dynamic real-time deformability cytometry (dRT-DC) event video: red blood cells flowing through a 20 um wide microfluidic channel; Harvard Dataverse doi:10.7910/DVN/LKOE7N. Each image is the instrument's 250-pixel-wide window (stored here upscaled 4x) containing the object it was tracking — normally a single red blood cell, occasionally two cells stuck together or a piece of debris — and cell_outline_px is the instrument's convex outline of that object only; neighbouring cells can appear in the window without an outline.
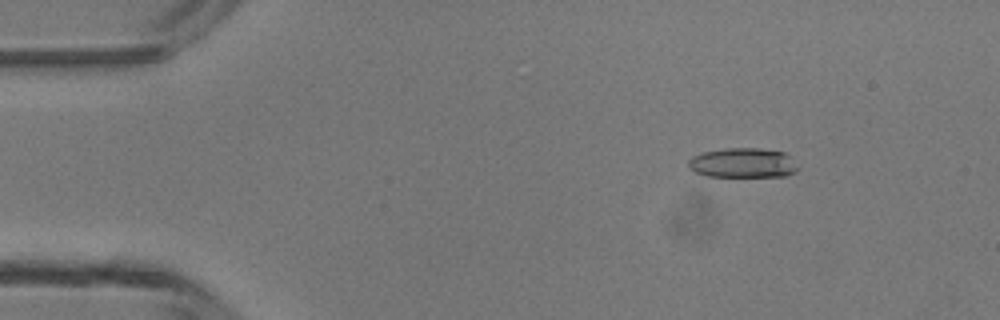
{"species": "common noctule bat (a hibernating species)", "species_latin": "Nyctalus noctula", "temperature_condition": "room temperature", "stored_images_in_passage": 4, "camera_frame_rate_fps": 3000, "um_per_image_px": 0.085, "animal": {"sex": "male", "body_mass_g": 13.3}, "frame": {"image": 1, "passage_image": 2, "time_ms": 1.333, "image_size_px": [1000, 320], "cell_outline_px": [[796, 168], [792, 172], [784, 176], [708, 176], [696, 172], [688, 168], [688, 160], [692, 156], [704, 152], [724, 148], [760, 148], [784, 152], [788, 156]], "centroid_in_image_um": [63.06, 13.83], "position_along_channel_um": 21.9, "area_um2": 18.61}}